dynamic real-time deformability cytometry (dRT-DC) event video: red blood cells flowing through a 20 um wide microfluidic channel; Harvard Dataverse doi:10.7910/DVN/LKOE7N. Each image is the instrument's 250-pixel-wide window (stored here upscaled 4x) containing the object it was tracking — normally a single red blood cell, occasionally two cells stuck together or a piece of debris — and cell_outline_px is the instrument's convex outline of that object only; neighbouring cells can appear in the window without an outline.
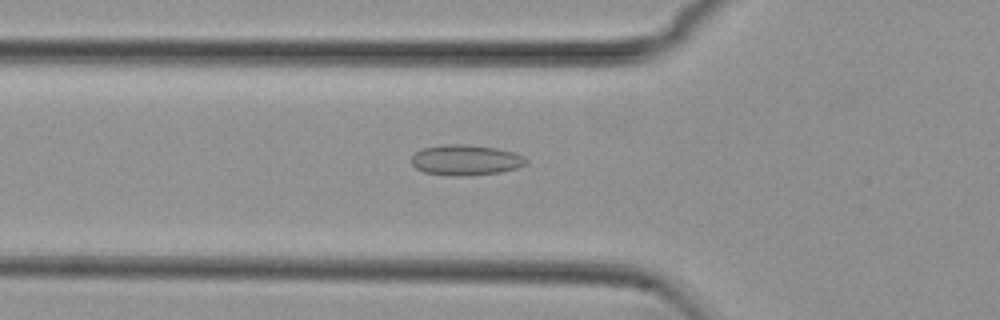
{"species": "common noctule bat (a hibernating species)", "species_latin": "Nyctalus noctula", "temperature_condition": "cold", "stored_images_in_passage": 55, "camera_frame_rate_fps": 3000, "um_per_image_px": 0.085, "animal": {"sex": "female", "body_mass_g": 29.2, "forearm_length_mm": 56.3}, "frame": {"image": 1, "passage_image": 19, "time_ms": 6.0, "image_size_px": [1000, 320], "cell_outline_px": [[528, 164], [516, 168], [500, 172], [464, 176], [452, 176], [424, 172], [416, 168], [412, 164], [412, 156], [416, 152], [424, 148], [444, 144], [464, 144], [496, 148], [512, 152], [524, 156], [528, 160]], "centroid_in_image_um": [39.6, 13.6], "position_along_channel_um": 86.2, "area_um2": 20.35}}
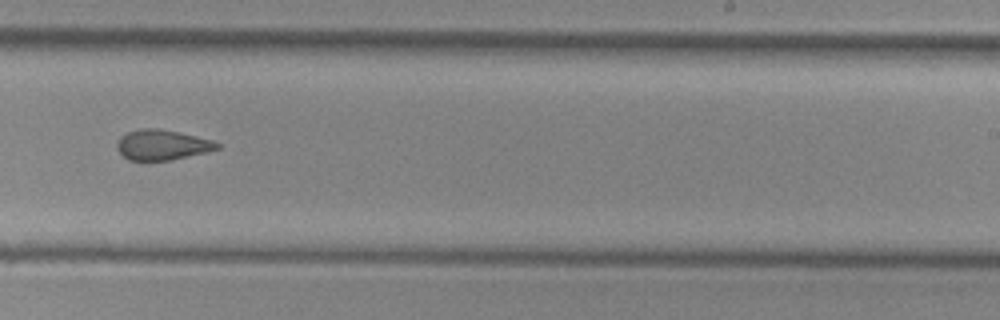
{"frame": {"image": 2, "passage_image": 34, "time_ms": 11.0, "image_size_px": [1000, 320], "cell_outline_px": [[220, 148], [208, 152], [172, 160], [128, 160], [116, 148], [116, 144], [120, 136], [128, 132], [140, 128], [160, 128], [212, 140], [220, 144]], "centroid_in_image_um": [13.78, 12.31], "position_along_channel_um": 275.2, "area_um2": 17.69}}
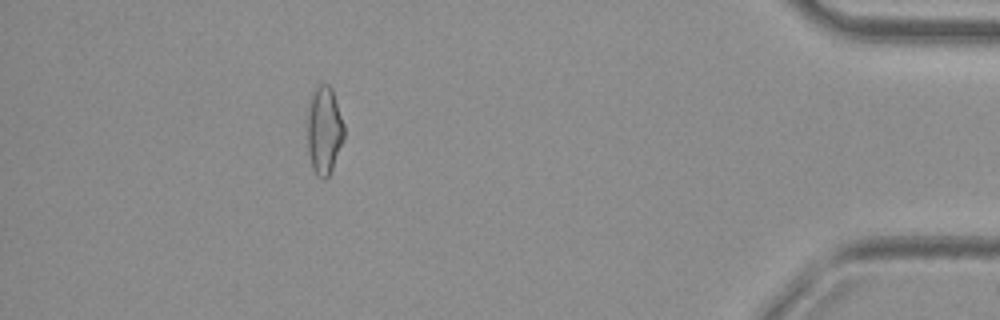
{"frame": {"image": 3, "passage_image": 49, "time_ms": 16.0, "image_size_px": [1000, 320], "cell_outline_px": [[344, 136], [332, 168], [328, 176], [324, 180], [316, 176], [312, 168], [308, 152], [308, 112], [312, 92], [320, 84], [328, 84], [332, 88], [344, 124]], "centroid_in_image_um": [27.55, 11.08], "position_along_channel_um": 407.6, "area_um2": 18.61}, "authors_computed_cell_mechanics": {"area_um2": 18.785, "velocity_mm_per_s": 3.77, "shape_relaxation_time_tau1_ms": null, "shape_relaxation_time_tau2_ms": 2.3658, "deformation_change_tau1": null, "deformation_change_tau2": 0.1089}}